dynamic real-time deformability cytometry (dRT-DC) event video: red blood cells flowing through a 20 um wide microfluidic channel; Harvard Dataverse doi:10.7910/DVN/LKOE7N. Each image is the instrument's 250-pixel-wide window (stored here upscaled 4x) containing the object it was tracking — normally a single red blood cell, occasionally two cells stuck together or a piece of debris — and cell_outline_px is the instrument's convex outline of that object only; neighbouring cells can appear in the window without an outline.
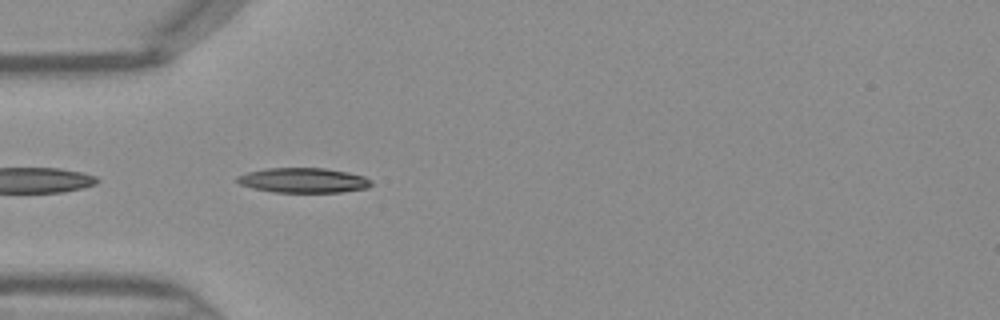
{"species": "Egyptian fruit bat (a non-hibernating species)", "species_latin": "Rousettus aegyptiacus", "temperature_condition": "warm", "stored_images_in_passage": 29, "camera_frame_rate_fps": 3000, "um_per_image_px": 0.085, "frame": {"image": 1, "passage_image": 1, "time_ms": 0.0, "image_size_px": [1000, 320], "cell_outline_px": [[372, 184], [368, 188], [340, 192], [276, 192], [252, 188], [240, 184], [236, 180], [236, 176], [248, 172], [268, 168], [324, 168], [348, 172], [364, 176], [372, 180]], "centroid_in_image_um": [25.8, 15.32], "position_along_channel_um": 59.2, "area_um2": 19.42}}
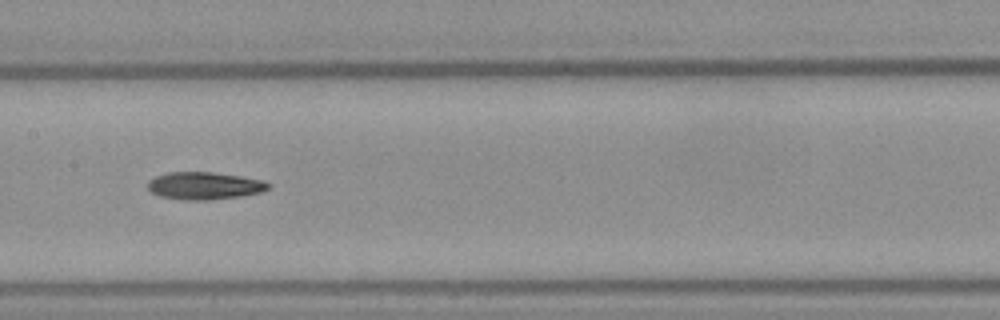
{"frame": {"image": 2, "passage_image": 10, "time_ms": 3.0, "image_size_px": [1000, 320], "cell_outline_px": [[272, 184], [268, 188], [260, 192], [240, 196], [208, 200], [184, 200], [160, 196], [152, 192], [148, 188], [148, 180], [156, 176], [168, 172], [212, 172], [240, 176], [260, 180]], "centroid_in_image_um": [17.35, 15.78], "position_along_channel_um": 190.1, "area_um2": 19.13}}
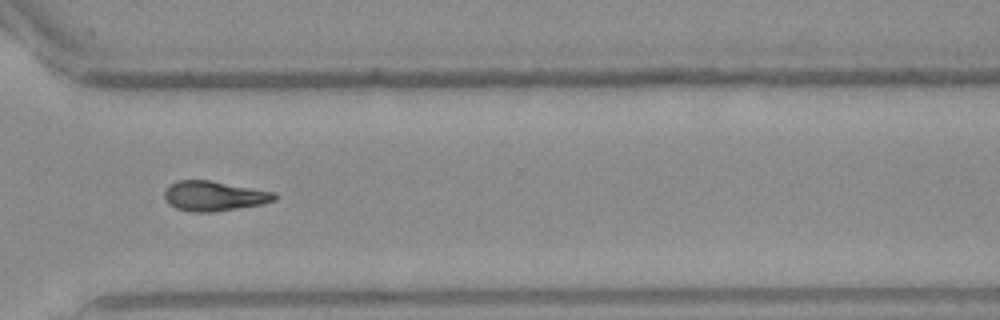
{"frame": {"image": 3, "passage_image": 21, "time_ms": 6.667, "image_size_px": [1000, 320], "cell_outline_px": [[276, 200], [264, 204], [212, 212], [188, 212], [176, 208], [168, 204], [164, 200], [164, 192], [172, 184], [180, 180], [212, 180], [276, 192]], "centroid_in_image_um": [18.21, 16.66], "position_along_channel_um": 352.4, "area_um2": 19.36}}